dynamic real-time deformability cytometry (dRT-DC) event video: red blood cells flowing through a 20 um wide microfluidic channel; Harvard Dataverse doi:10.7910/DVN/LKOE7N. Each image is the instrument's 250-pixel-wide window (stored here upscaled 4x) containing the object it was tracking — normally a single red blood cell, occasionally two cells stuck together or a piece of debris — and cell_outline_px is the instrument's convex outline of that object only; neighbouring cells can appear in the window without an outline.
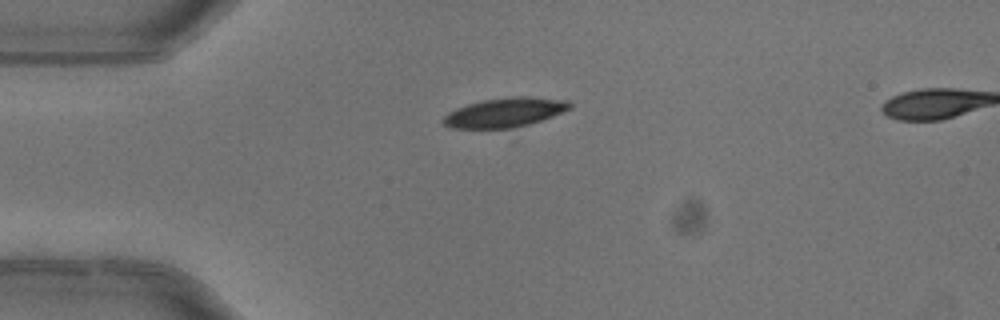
{"species": "common noctule bat (a hibernating species)", "species_latin": "Nyctalus noctula", "temperature_condition": "warm", "stored_images_in_passage": 6, "camera_frame_rate_fps": 3000, "um_per_image_px": 0.085, "animal": {"sex": "female"}, "frame": {"image": 1, "passage_image": 4, "time_ms": 1.0, "image_size_px": [1000, 320], "cell_outline_px": [[572, 108], [552, 116], [528, 124], [512, 128], [452, 128], [444, 124], [444, 116], [448, 112], [456, 108], [468, 104], [484, 100], [512, 96], [528, 96], [568, 100], [572, 104]], "centroid_in_image_um": [42.94, 9.55], "position_along_channel_um": 42.1, "area_um2": 21.5}}